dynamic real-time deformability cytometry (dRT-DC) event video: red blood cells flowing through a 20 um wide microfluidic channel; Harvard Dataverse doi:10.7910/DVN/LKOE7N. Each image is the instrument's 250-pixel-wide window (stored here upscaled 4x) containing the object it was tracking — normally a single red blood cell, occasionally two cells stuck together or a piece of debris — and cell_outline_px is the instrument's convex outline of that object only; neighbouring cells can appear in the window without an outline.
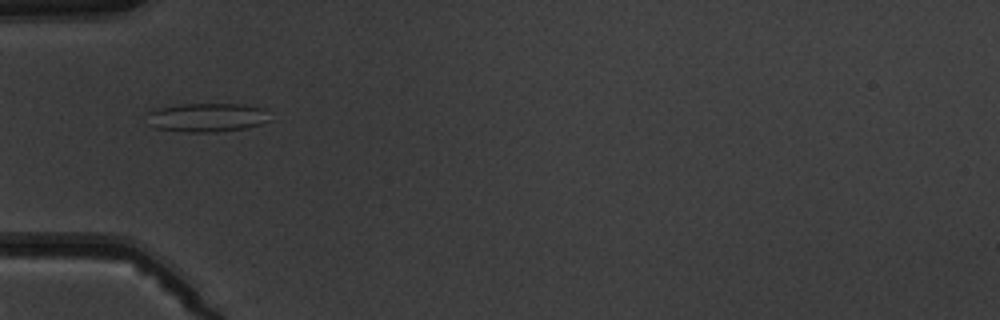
{"species": "common noctule bat (a hibernating species)", "species_latin": "Nyctalus noctula", "temperature_condition": "warm", "stored_images_in_passage": 5, "camera_frame_rate_fps": 3000, "um_per_image_px": 0.085, "animal": {"sex": "male", "body_mass_g": 19.5, "forearm_length_mm": 54.6}, "frame": {"image": 1, "passage_image": 1, "time_ms": 0.0, "image_size_px": [1000, 320], "cell_outline_px": [[272, 120], [248, 128], [216, 132], [188, 132], [156, 128], [148, 124], [144, 112], [160, 108], [180, 104], [244, 104], [264, 108]], "centroid_in_image_um": [17.59, 9.98], "position_along_channel_um": 67.4, "area_um2": 20.98}}
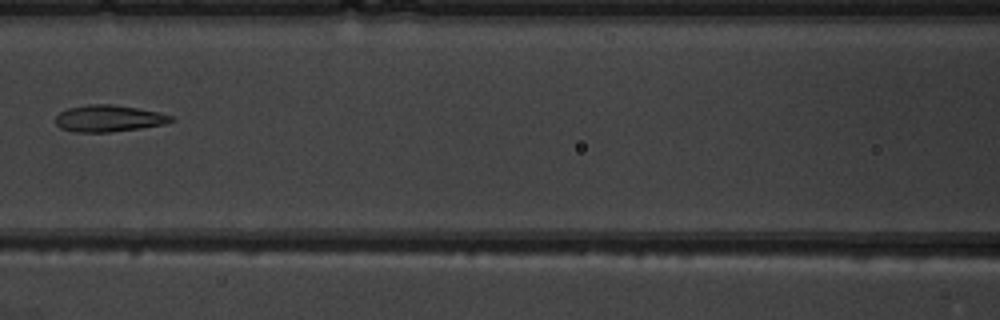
{"frame": {"image": 2, "passage_image": 3, "time_ms": 2.333, "image_size_px": [1000, 320], "cell_outline_px": [[176, 120], [164, 124], [140, 128], [112, 132], [72, 132], [60, 128], [56, 124], [56, 116], [60, 112], [68, 108], [88, 104], [112, 104], [160, 112], [176, 116]], "centroid_in_image_um": [9.27, 10.07], "position_along_channel_um": 157.3, "area_um2": 18.15}}
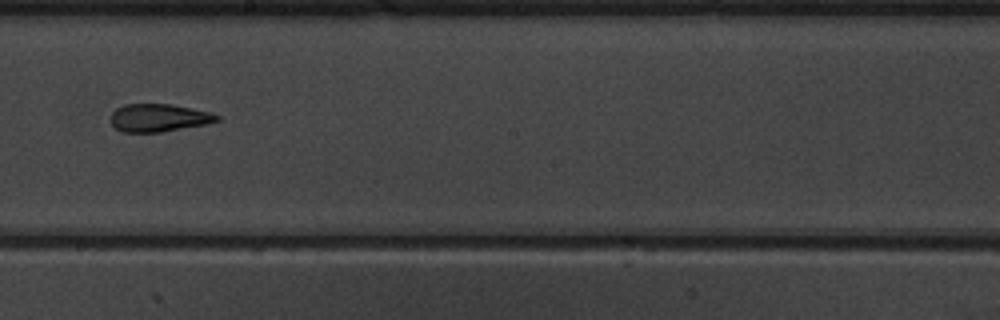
{"frame": {"image": 3, "passage_image": 5, "time_ms": 4.333, "image_size_px": [1000, 320], "cell_outline_px": [[220, 120], [208, 124], [160, 132], [120, 132], [108, 120], [112, 112], [116, 108], [124, 104], [172, 104], [212, 112], [220, 116]], "centroid_in_image_um": [13.49, 10.01], "position_along_channel_um": 234.7, "area_um2": 17.51}}